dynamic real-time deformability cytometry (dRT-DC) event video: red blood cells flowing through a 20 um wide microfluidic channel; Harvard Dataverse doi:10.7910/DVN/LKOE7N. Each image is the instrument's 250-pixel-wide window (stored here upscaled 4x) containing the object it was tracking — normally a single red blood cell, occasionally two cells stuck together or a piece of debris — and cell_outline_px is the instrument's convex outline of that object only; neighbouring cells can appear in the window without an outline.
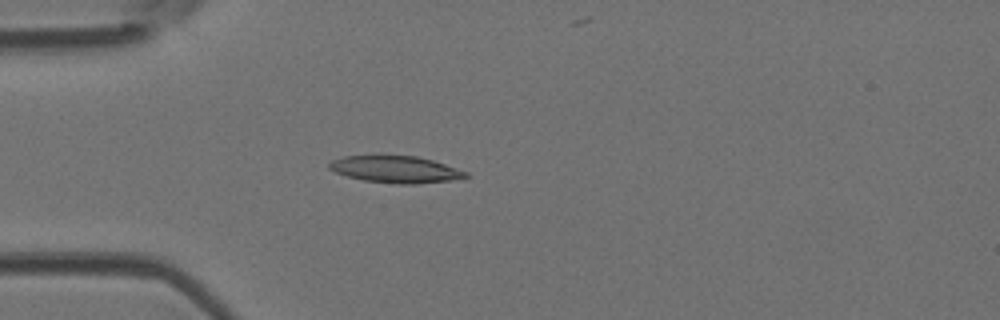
{"species": "Egyptian fruit bat (a non-hibernating species)", "species_latin": "Rousettus aegyptiacus", "temperature_condition": "room temperature", "stored_images_in_passage": 4, "camera_frame_rate_fps": 3000, "um_per_image_px": 0.085, "animal": {"sex": "female"}, "frame": {"image": 1, "passage_image": 4, "time_ms": 1.0, "image_size_px": [1000, 320], "cell_outline_px": [[468, 176], [452, 180], [416, 184], [396, 184], [364, 180], [348, 176], [336, 172], [328, 168], [328, 164], [332, 160], [344, 156], [416, 156], [432, 160], [468, 172]], "centroid_in_image_um": [33.62, 14.4], "position_along_channel_um": 51.4, "area_um2": 21.1}}